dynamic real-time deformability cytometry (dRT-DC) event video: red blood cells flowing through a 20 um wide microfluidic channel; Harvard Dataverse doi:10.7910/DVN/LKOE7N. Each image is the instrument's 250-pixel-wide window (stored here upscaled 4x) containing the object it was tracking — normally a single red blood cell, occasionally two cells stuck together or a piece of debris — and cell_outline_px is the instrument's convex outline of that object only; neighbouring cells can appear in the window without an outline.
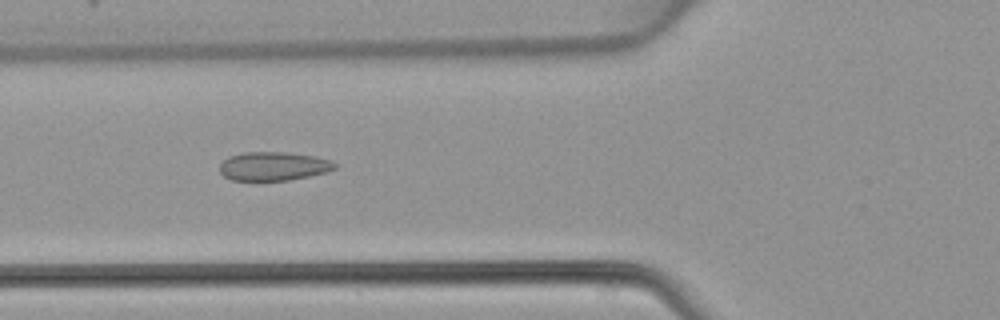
{"species": "common noctule bat (a hibernating species)", "species_latin": "Nyctalus noctula", "temperature_condition": "warm", "stored_images_in_passage": 48, "camera_frame_rate_fps": 3000, "um_per_image_px": 0.085, "animal": {"sex": "female", "body_mass_g": 22.7, "forearm_length_mm": 54.2}, "frame": {"image": 1, "passage_image": 18, "time_ms": 5.667, "image_size_px": [1000, 320], "cell_outline_px": [[336, 168], [324, 172], [308, 176], [288, 180], [232, 180], [224, 176], [220, 172], [220, 164], [228, 156], [244, 152], [284, 152], [312, 156], [332, 160], [336, 164]], "centroid_in_image_um": [23.21, 14.12], "position_along_channel_um": 102.6, "area_um2": 19.07}}
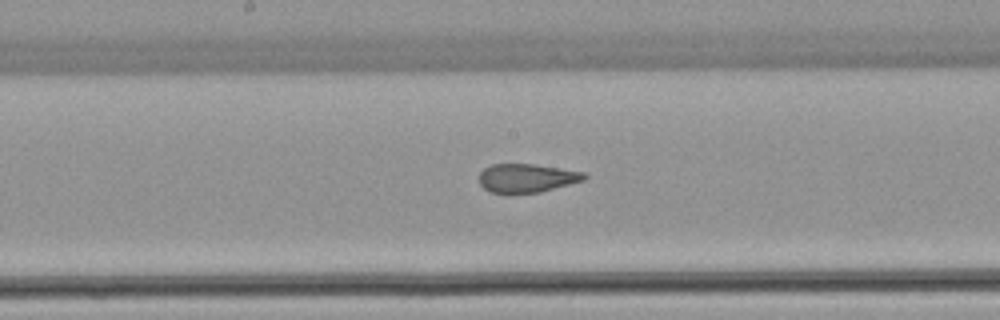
{"frame": {"image": 2, "passage_image": 25, "time_ms": 8.0, "image_size_px": [1000, 320], "cell_outline_px": [[588, 176], [584, 180], [540, 192], [492, 192], [484, 188], [480, 184], [480, 172], [484, 168], [492, 164], [536, 164], [584, 172]], "centroid_in_image_um": [44.79, 15.11], "position_along_channel_um": 203.4, "area_um2": 17.28}}
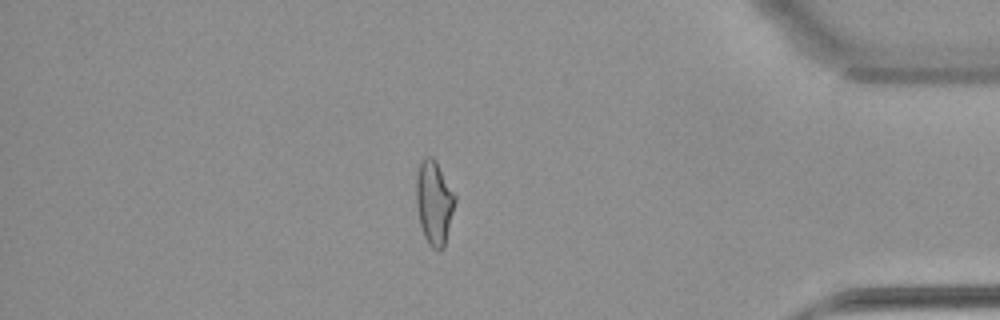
{"frame": {"image": 3, "passage_image": 41, "time_ms": 13.333, "image_size_px": [1000, 320], "cell_outline_px": [[456, 200], [444, 248], [432, 248], [428, 244], [424, 236], [420, 224], [416, 208], [416, 176], [420, 164], [424, 156], [432, 156], [436, 160], [456, 196]], "centroid_in_image_um": [36.89, 17.19], "position_along_channel_um": 398.3, "area_um2": 19.02}}